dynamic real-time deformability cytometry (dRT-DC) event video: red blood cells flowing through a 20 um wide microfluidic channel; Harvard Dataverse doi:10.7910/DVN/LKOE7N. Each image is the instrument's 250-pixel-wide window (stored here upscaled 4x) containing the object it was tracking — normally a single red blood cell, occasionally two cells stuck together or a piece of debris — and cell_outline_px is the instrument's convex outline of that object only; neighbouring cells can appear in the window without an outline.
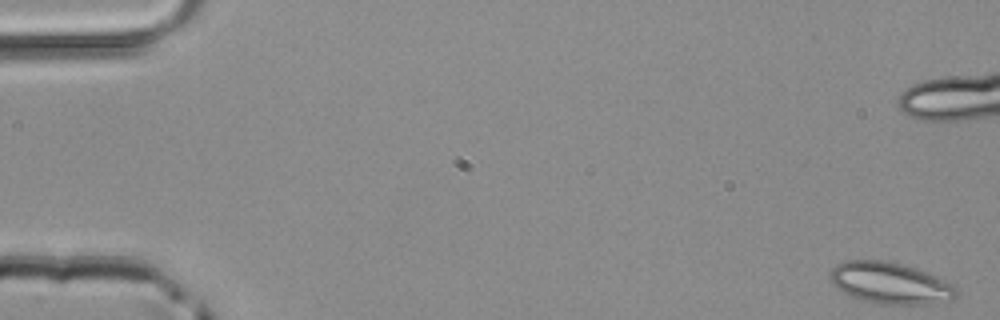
{"species": "common noctule bat (a hibernating species)", "species_latin": "Nyctalus noctula", "temperature_condition": "room temperature", "stored_images_in_passage": 50, "camera_frame_rate_fps": 3000, "um_per_image_px": 0.085, "animal": {"sex": "male", "body_mass_g": 20.4}, "frame": {"image": 1, "passage_image": 1, "time_ms": 0.0, "image_size_px": [1000, 320], "cell_outline_px": [[956, 296], [952, 300], [932, 304], [876, 304], [860, 300], [836, 288], [828, 276], [832, 268], [836, 264], [848, 260], [884, 260], [916, 268], [936, 276], [952, 284], [956, 288]], "centroid_in_image_um": [75.64, 24.07], "position_along_channel_um": 9.4, "area_um2": 30.58}}